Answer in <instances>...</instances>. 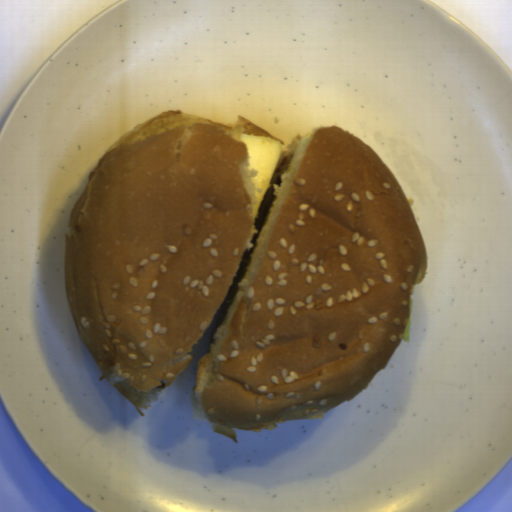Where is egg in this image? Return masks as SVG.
<instances>
[{
	"mask_svg": "<svg viewBox=\"0 0 512 512\" xmlns=\"http://www.w3.org/2000/svg\"><path fill=\"white\" fill-rule=\"evenodd\" d=\"M240 140L248 153L247 161L250 169L257 171L252 178L255 199L251 204L250 212L253 219L256 218L258 208L279 161L282 145L279 140L269 136H251L241 133Z\"/></svg>",
	"mask_w": 512,
	"mask_h": 512,
	"instance_id": "obj_1",
	"label": "egg"
}]
</instances>
